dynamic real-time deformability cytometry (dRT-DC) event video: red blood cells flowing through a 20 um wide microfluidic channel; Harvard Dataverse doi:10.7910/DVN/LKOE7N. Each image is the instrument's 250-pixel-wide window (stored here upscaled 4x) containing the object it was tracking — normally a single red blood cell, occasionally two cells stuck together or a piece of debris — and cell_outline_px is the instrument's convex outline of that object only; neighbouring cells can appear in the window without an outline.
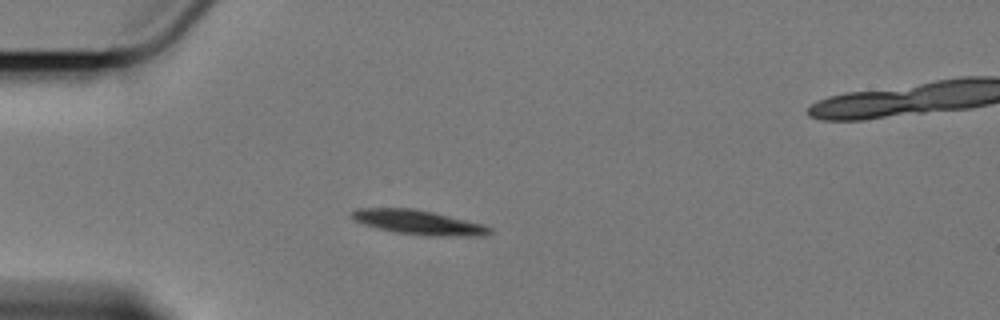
{"species": "Egyptian fruit bat (a non-hibernating species)", "species_latin": "Rousettus aegyptiacus", "temperature_condition": "cold", "stored_images_in_passage": 45, "segment_of_instrument_passage": [1, 2], "camera_frame_rate_fps": 3000, "um_per_image_px": 0.085, "animal": {"sex": "female"}, "frame": {"image": 1, "passage_image": 1, "time_ms": 0.0, "image_size_px": [1000, 320], "cell_outline_px": [[492, 232], [484, 236], [428, 236], [396, 232], [376, 228], [352, 220], [348, 216], [356, 208], [412, 208], [432, 212], [484, 224], [492, 228]], "centroid_in_image_um": [35.55, 18.9], "position_along_channel_um": 49.4, "area_um2": 19.77}}
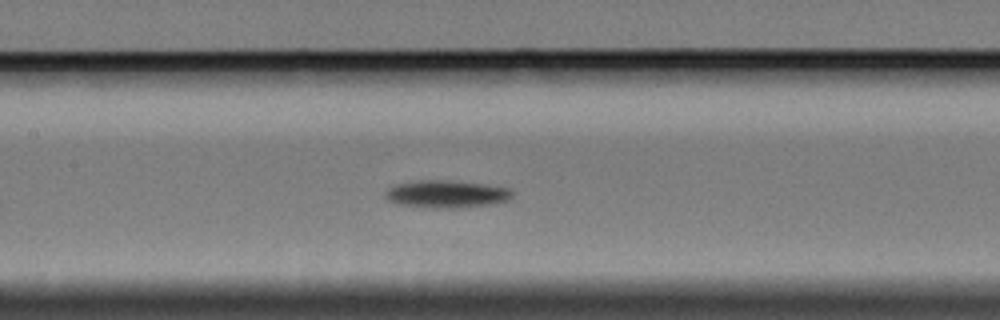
{"frame": {"image": 2, "passage_image": 13, "time_ms": 4.0, "image_size_px": [1000, 320], "cell_outline_px": [[516, 192], [508, 200], [496, 204], [448, 208], [432, 208], [396, 204], [388, 200], [384, 196], [384, 192], [388, 188], [396, 184], [420, 180], [448, 180], [512, 188]], "centroid_in_image_um": [37.96, 16.5], "position_along_channel_um": 169.4, "area_um2": 20.52}}
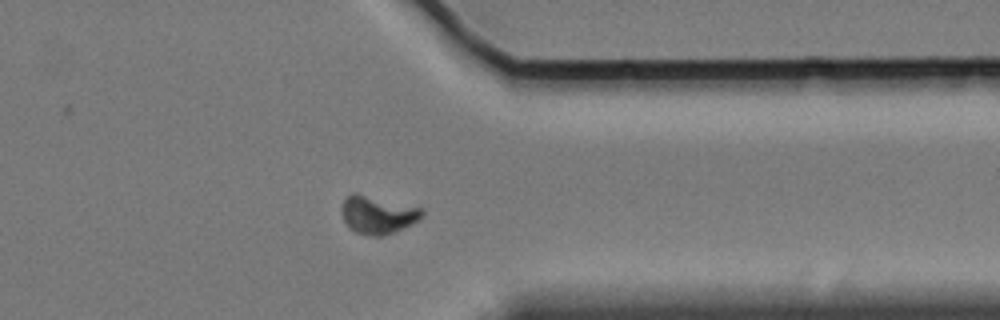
{"frame": {"image": 3, "passage_image": 32, "time_ms": 10.333, "image_size_px": [1000, 320], "cell_outline_px": [[424, 212], [416, 220], [396, 232], [380, 236], [372, 236], [356, 232], [348, 228], [344, 220], [344, 200], [348, 196], [364, 196], [424, 208]], "centroid_in_image_um": [32.14, 18.32], "position_along_channel_um": 379.3, "area_um2": 16.7}}